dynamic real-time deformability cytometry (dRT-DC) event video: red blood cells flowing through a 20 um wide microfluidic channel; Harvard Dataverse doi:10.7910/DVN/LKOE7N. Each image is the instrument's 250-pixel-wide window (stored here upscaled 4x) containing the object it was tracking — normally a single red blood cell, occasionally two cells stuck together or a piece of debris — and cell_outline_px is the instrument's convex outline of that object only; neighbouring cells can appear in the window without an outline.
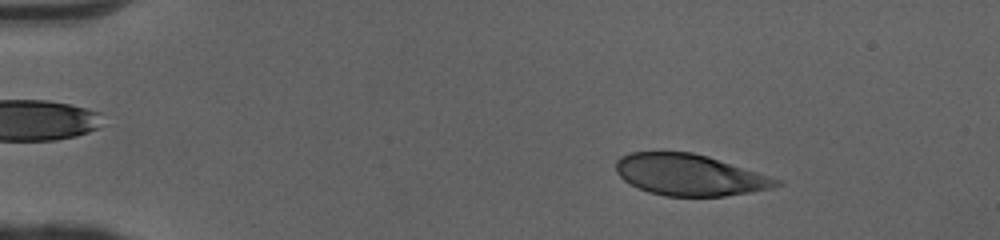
{"species": "human", "species_latin": "Homo sapiens", "temperature_condition": "cold", "stored_images_in_passage": 28, "camera_frame_rate_fps": 3000, "um_per_image_px": 0.085, "donor": {"sex": "female"}, "frame": {"image": 1, "passage_image": 7, "time_ms": 2.0, "image_size_px": [1000, 240], "cell_outline_px": [[784, 184], [772, 188], [724, 196], [664, 196], [648, 192], [624, 180], [616, 172], [616, 160], [620, 156], [632, 152], [692, 152], [708, 156], [784, 180]], "centroid_in_image_um": [58.65, 14.86], "position_along_channel_um": 26.4, "area_um2": 38.67}}
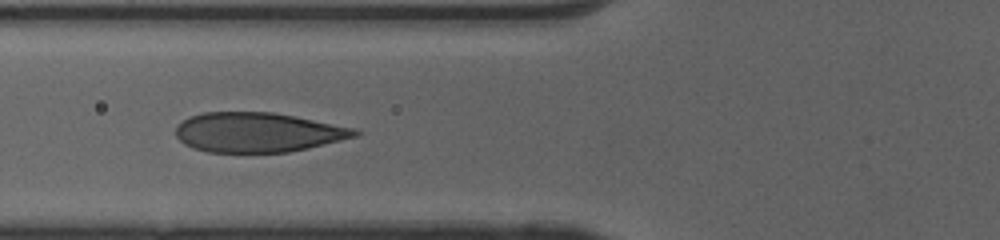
{"frame": {"image": 2, "passage_image": 19, "time_ms": 6.0, "image_size_px": [1000, 240], "cell_outline_px": [[360, 136], [308, 148], [288, 152], [208, 152], [192, 148], [184, 144], [176, 136], [176, 124], [188, 116], [204, 112], [272, 112], [356, 128], [360, 132]], "centroid_in_image_um": [21.9, 11.25], "position_along_channel_um": 103.9, "area_um2": 41.56}}
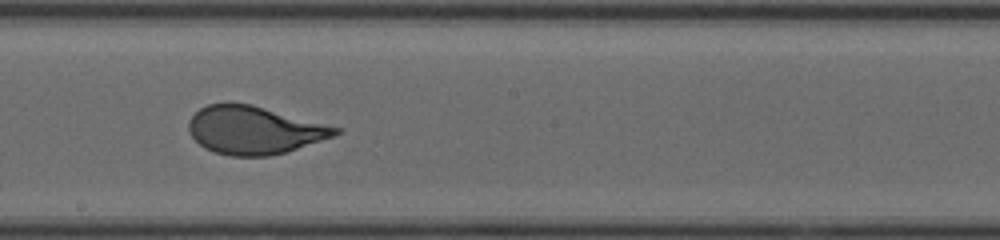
{"frame": {"image": 3, "passage_image": 28, "time_ms": 9.0, "image_size_px": [1000, 240], "cell_outline_px": [[344, 128], [336, 136], [288, 152], [268, 156], [232, 156], [216, 152], [204, 148], [192, 136], [188, 128], [188, 120], [200, 108], [208, 104], [252, 104]], "centroid_in_image_um": [21.68, 11.07], "position_along_channel_um": 226.5, "area_um2": 41.15}}